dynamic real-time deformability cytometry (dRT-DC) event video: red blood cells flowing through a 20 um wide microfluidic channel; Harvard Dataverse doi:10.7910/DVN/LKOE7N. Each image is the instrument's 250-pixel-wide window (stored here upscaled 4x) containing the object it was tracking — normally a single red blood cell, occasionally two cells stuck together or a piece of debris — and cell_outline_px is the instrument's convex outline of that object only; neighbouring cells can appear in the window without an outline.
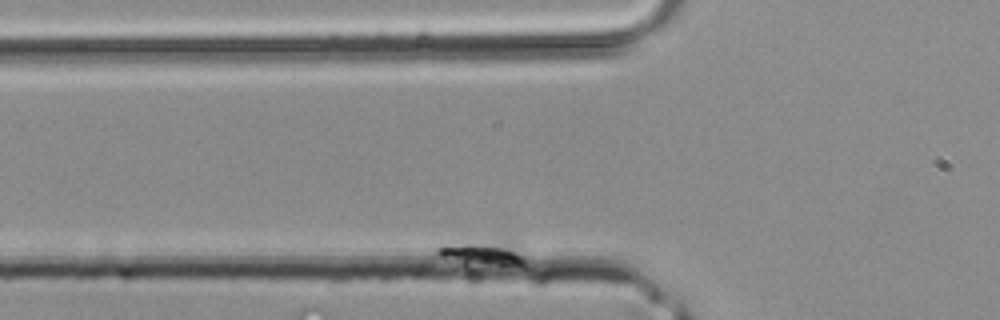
{"species": "common noctule bat (a hibernating species)", "species_latin": "Nyctalus noctula", "temperature_condition": "room temperature", "stored_images_in_passage": 7, "camera_frame_rate_fps": 3000, "um_per_image_px": 0.085, "animal": {"sex": "male", "body_mass_g": 20.4}, "frame": {"image": 1, "passage_image": 5, "time_ms": 1.333, "image_size_px": [1000, 320], "cell_outline_px": [[524, 264], [472, 272], [468, 272], [440, 256], [436, 252], [436, 248], [504, 236], [516, 236], [520, 244], [524, 260]], "centroid_in_image_um": [41.18, 21.59], "position_along_channel_um": 84.6, "area_um2": 15.72}}
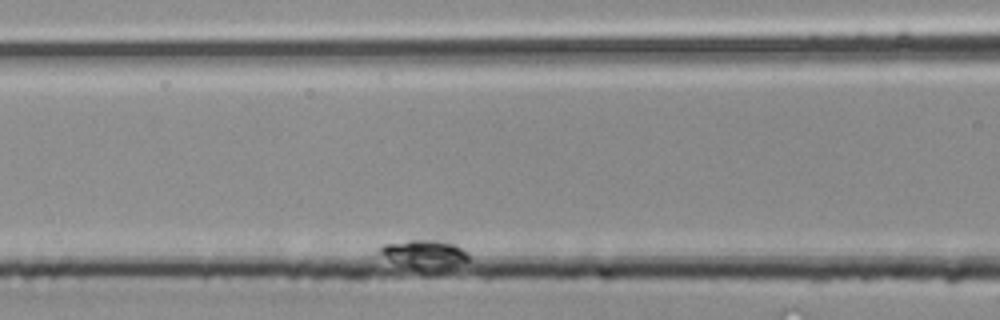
{"frame": {"image": 2, "passage_image": 7, "time_ms": 2.0, "image_size_px": [1000, 320], "cell_outline_px": [[468, 260], [436, 276], [424, 276], [384, 256], [380, 252], [380, 248], [384, 244], [408, 240], [440, 240], [456, 244], [468, 252]], "centroid_in_image_um": [36.18, 21.72], "position_along_channel_um": 130.4, "area_um2": 16.07}}